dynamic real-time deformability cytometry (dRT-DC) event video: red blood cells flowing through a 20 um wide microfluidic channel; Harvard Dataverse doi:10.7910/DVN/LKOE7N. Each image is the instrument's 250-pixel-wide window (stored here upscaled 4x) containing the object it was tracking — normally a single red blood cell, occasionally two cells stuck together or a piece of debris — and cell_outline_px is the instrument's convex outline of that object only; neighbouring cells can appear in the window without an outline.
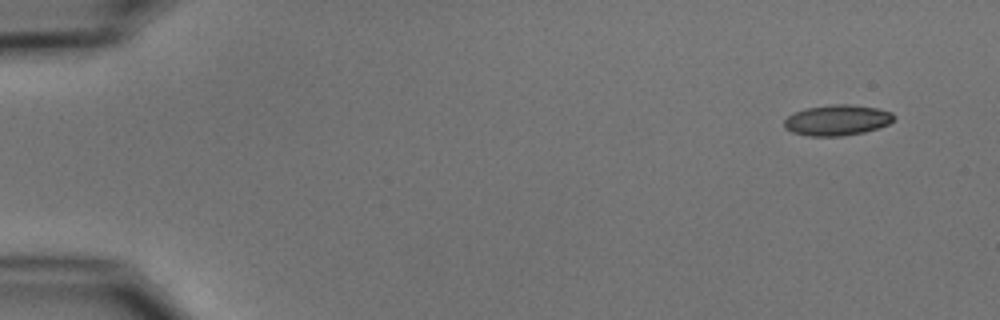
{"species": "common noctule bat (a hibernating species)", "species_latin": "Nyctalus noctula", "temperature_condition": "cold", "stored_images_in_passage": 8, "camera_frame_rate_fps": 3000, "um_per_image_px": 0.085, "animal": {"sex": "male", "body_mass_g": 15.6}, "frame": {"image": 1, "passage_image": 1, "time_ms": 0.0, "image_size_px": [1000, 320], "cell_outline_px": [[896, 116], [888, 124], [864, 132], [840, 136], [808, 136], [792, 132], [784, 128], [784, 120], [788, 116], [804, 108], [832, 104], [848, 104], [876, 108], [892, 112]], "centroid_in_image_um": [71.13, 10.21], "position_along_channel_um": 13.9, "area_um2": 19.54}}
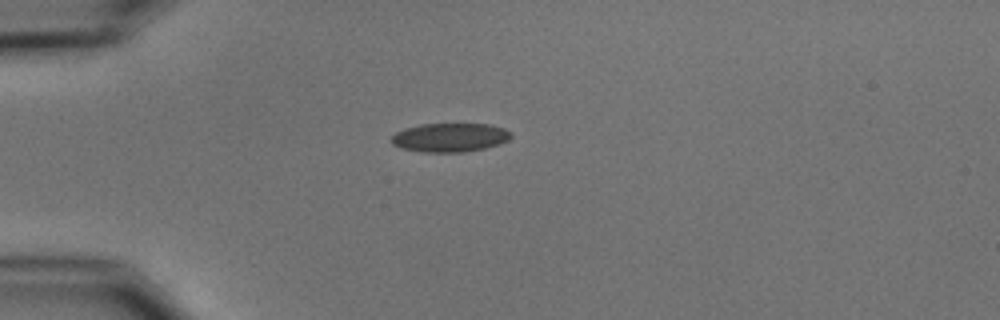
{"frame": {"image": 2, "passage_image": 4, "time_ms": 3.667, "image_size_px": [1000, 320], "cell_outline_px": [[512, 136], [508, 140], [500, 144], [484, 148], [464, 152], [424, 152], [400, 148], [392, 144], [388, 140], [396, 132], [404, 128], [420, 124], [488, 124], [504, 128], [512, 132]], "centroid_in_image_um": [38.22, 11.68], "position_along_channel_um": 46.8, "area_um2": 20.29}}